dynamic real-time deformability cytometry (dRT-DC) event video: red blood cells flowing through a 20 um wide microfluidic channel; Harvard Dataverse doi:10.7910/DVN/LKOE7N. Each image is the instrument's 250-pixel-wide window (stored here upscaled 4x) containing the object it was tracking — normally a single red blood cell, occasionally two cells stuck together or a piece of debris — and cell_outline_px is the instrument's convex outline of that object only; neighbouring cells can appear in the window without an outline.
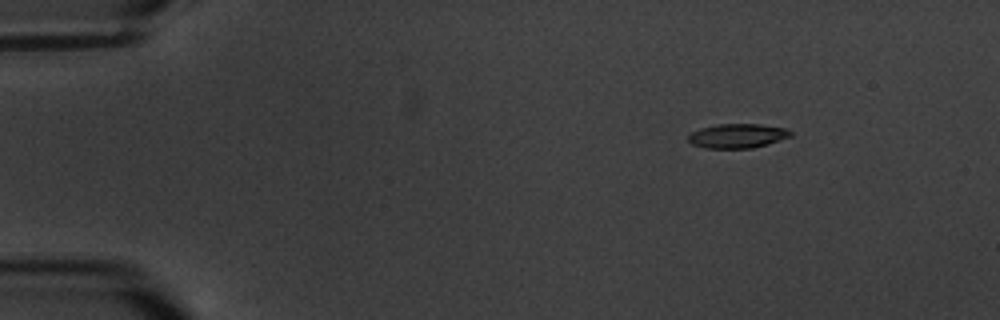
{"species": "common noctule bat (a hibernating species)", "species_latin": "Nyctalus noctula", "temperature_condition": "warm", "stored_images_in_passage": 5, "camera_frame_rate_fps": 3000, "um_per_image_px": 0.085, "animal": {"sex": "male", "body_mass_g": 20.1, "forearm_length_mm": 53.5}, "frame": {"image": 1, "passage_image": 3, "time_ms": 2.333, "image_size_px": [1000, 320], "cell_outline_px": [[792, 136], [768, 144], [752, 148], [704, 148], [692, 144], [688, 140], [688, 132], [700, 128], [716, 124], [760, 124], [784, 128], [792, 132]], "centroid_in_image_um": [62.64, 11.54], "position_along_channel_um": 22.4, "area_um2": 14.62}}
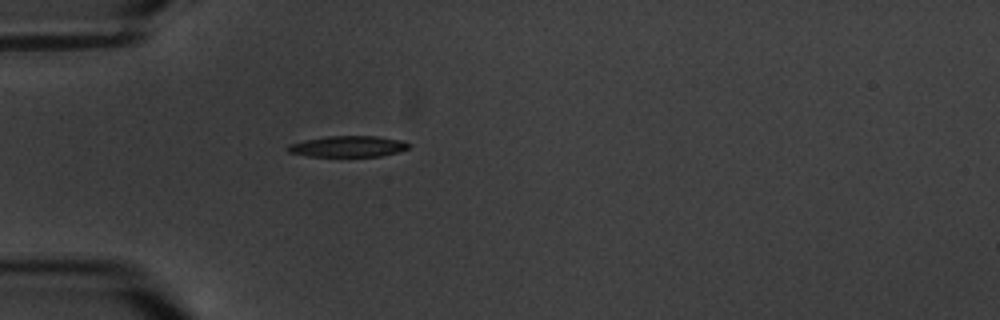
{"frame": {"image": 2, "passage_image": 5, "time_ms": 5.667, "image_size_px": [1000, 320], "cell_outline_px": [[408, 148], [396, 152], [380, 156], [308, 156], [288, 152], [288, 144], [304, 140], [328, 136], [376, 136], [400, 140], [408, 144]], "centroid_in_image_um": [29.53, 12.44], "position_along_channel_um": 55.5, "area_um2": 14.57}}